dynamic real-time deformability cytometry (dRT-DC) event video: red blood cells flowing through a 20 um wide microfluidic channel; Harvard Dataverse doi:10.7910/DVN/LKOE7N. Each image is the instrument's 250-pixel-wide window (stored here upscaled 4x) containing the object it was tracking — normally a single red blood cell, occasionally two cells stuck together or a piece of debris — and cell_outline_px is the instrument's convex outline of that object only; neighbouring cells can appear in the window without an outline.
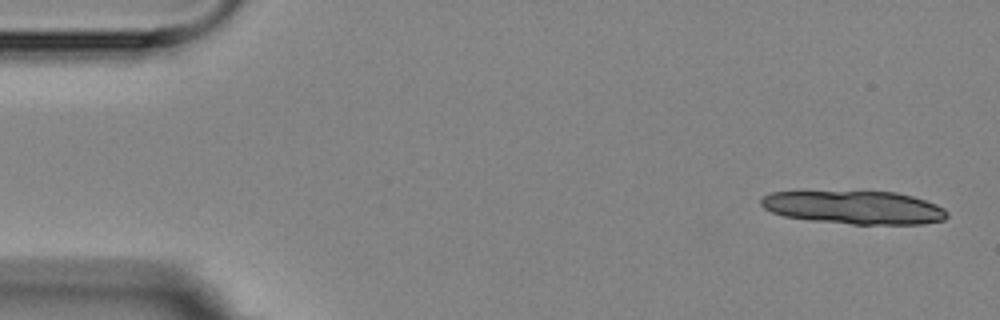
{"species": "Egyptian fruit bat (a non-hibernating species)", "species_latin": "Rousettus aegyptiacus", "temperature_condition": "room temperature", "stored_images_in_passage": 5, "camera_frame_rate_fps": 3000, "um_per_image_px": 0.085, "animal": {"sex": "female"}, "frame": {"image": 1, "passage_image": 1, "time_ms": 0.0, "image_size_px": [1000, 320], "cell_outline_px": [[948, 216], [944, 220], [924, 224], [852, 224], [808, 220], [784, 216], [772, 212], [764, 208], [760, 204], [760, 200], [764, 196], [772, 192], [800, 188], [804, 188], [896, 192], [912, 196], [936, 204], [944, 208], [948, 212]], "centroid_in_image_um": [72.51, 17.57], "position_along_channel_um": 12.5, "area_um2": 37.74}}
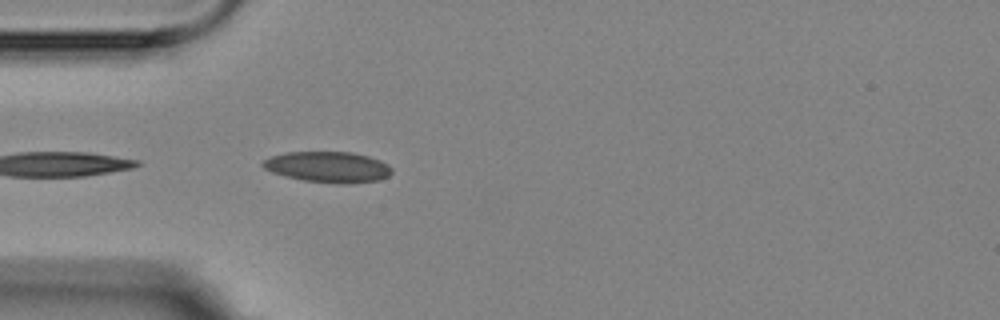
{"frame": {"image": 2, "passage_image": 5, "time_ms": 4.667, "image_size_px": [1000, 320], "cell_outline_px": [[392, 172], [388, 176], [380, 180], [348, 184], [340, 184], [304, 180], [272, 172], [264, 168], [260, 164], [264, 160], [272, 156], [288, 152], [352, 152], [368, 156], [380, 160], [388, 164], [392, 168]], "centroid_in_image_um": [27.93, 14.19], "position_along_channel_um": 57.1, "area_um2": 23.12}}